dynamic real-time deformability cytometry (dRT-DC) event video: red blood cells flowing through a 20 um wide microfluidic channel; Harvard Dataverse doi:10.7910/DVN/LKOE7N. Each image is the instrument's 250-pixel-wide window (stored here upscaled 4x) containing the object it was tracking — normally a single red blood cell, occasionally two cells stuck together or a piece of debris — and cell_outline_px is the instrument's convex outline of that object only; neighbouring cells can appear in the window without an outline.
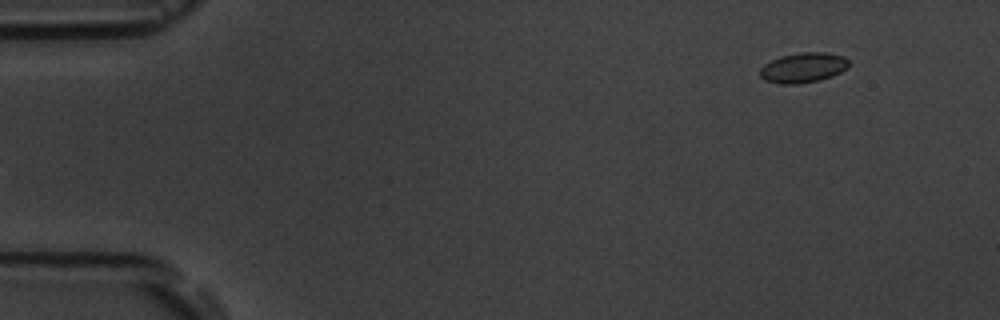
{"species": "common noctule bat (a hibernating species)", "species_latin": "Nyctalus noctula", "temperature_condition": "room temperature", "stored_images_in_passage": 6, "segment_of_instrument_passage": [2, 2], "camera_frame_rate_fps": 3000, "um_per_image_px": 0.085, "animal": {"sex": "male", "body_mass_g": 19.5, "forearm_length_mm": 54.6}, "frame": {"image": 1, "passage_image": 6, "time_ms": 6.667, "image_size_px": [1000, 320], "cell_outline_px": [[848, 68], [832, 76], [820, 80], [796, 84], [780, 84], [764, 80], [760, 76], [760, 68], [764, 64], [780, 56], [800, 52], [824, 52], [844, 56], [848, 60]], "centroid_in_image_um": [68.26, 5.75], "position_along_channel_um": 16.7, "area_um2": 15.61}}